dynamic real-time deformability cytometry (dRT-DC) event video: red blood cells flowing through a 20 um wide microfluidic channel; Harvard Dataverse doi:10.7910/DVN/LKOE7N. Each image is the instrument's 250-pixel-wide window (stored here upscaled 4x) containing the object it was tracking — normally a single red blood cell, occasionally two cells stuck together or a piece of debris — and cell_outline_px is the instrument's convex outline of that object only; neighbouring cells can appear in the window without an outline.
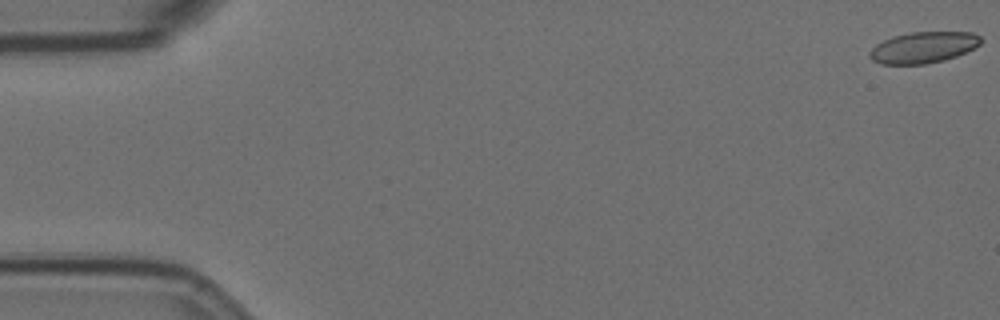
{"species": "Egyptian fruit bat (a non-hibernating species)", "species_latin": "Rousettus aegyptiacus", "temperature_condition": "room temperature", "stored_images_in_passage": 10, "camera_frame_rate_fps": 3000, "um_per_image_px": 0.085, "animal": {"sex": "female"}, "frame": {"image": 1, "passage_image": 1, "time_ms": 0.0, "image_size_px": [1000, 320], "cell_outline_px": [[984, 40], [976, 48], [956, 56], [944, 60], [924, 64], [880, 64], [872, 60], [868, 56], [868, 52], [876, 44], [884, 40], [908, 32], [972, 32], [980, 36]], "centroid_in_image_um": [78.5, 4.03], "position_along_channel_um": 6.5, "area_um2": 20.35}}